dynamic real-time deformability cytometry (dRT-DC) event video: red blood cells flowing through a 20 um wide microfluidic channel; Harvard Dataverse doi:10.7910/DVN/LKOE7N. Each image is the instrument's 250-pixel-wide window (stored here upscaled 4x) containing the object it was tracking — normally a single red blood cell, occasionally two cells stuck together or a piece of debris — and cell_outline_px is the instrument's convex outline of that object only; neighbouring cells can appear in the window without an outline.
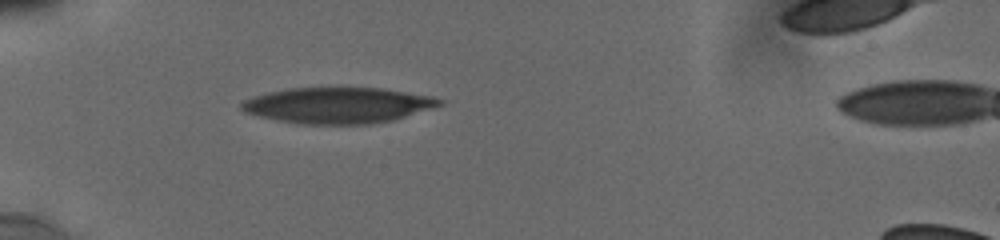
{"species": "human", "species_latin": "Homo sapiens", "temperature_condition": "cold", "stored_images_in_passage": 1, "camera_frame_rate_fps": 3000, "um_per_image_px": 0.085, "donor": {"sex": "male"}, "frame": {"image": 1, "passage_image": 1, "time_ms": 0.0, "image_size_px": [1000, 240], "cell_outline_px": [[444, 104], [392, 120], [372, 124], [296, 124], [276, 120], [244, 112], [240, 108], [240, 104], [244, 100], [268, 92], [288, 88], [380, 88], [432, 96], [444, 100]], "centroid_in_image_um": [28.7, 8.95], "position_along_channel_um": 56.3, "area_um2": 41.27}}